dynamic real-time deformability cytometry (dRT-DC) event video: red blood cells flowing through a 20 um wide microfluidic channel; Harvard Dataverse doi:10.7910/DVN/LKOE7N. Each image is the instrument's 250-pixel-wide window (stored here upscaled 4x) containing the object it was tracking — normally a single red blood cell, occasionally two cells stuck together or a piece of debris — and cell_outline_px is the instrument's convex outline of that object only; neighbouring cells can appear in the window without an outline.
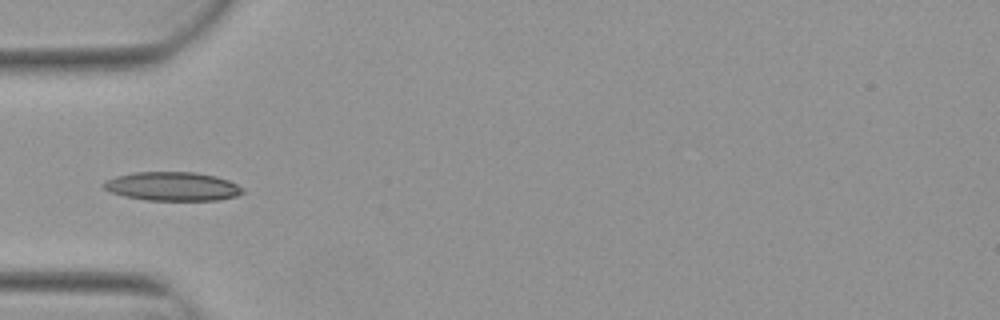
{"species": "Egyptian fruit bat (a non-hibernating species)", "species_latin": "Rousettus aegyptiacus", "temperature_condition": "warm", "stored_images_in_passage": 3, "camera_frame_rate_fps": 3000, "um_per_image_px": 0.085, "animal": {"sex": "female"}, "frame": {"image": 1, "passage_image": 3, "time_ms": 0.667, "image_size_px": [1000, 320], "cell_outline_px": [[244, 192], [236, 196], [220, 200], [144, 200], [124, 196], [108, 192], [100, 184], [104, 180], [116, 176], [136, 172], [196, 172], [216, 176], [228, 180], [244, 188]], "centroid_in_image_um": [14.63, 15.84], "position_along_channel_um": 70.4, "area_um2": 23.58}}